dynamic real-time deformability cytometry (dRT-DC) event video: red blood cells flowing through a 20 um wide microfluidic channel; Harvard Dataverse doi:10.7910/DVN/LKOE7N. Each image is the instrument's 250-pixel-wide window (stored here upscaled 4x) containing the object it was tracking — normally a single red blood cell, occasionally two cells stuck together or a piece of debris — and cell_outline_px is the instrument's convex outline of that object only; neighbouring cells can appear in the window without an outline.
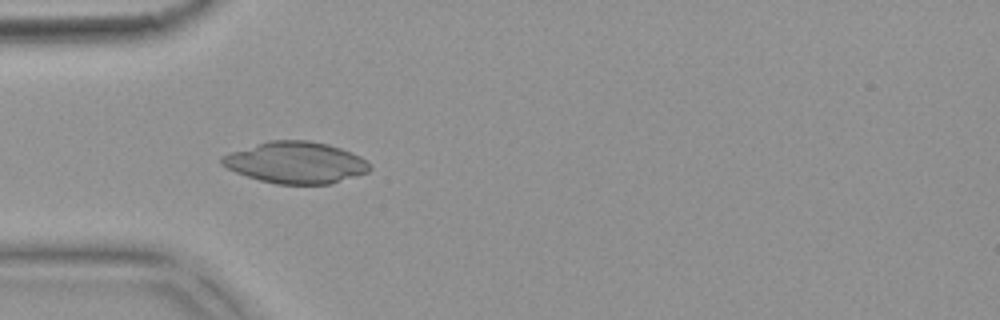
{"species": "common noctule bat (a hibernating species)", "species_latin": "Nyctalus noctula", "temperature_condition": "warm", "stored_images_in_passage": 4, "camera_frame_rate_fps": 3000, "um_per_image_px": 0.085, "animal": {"sex": "female", "body_mass_g": 18.4}, "frame": {"image": 1, "passage_image": 4, "time_ms": 1.0, "image_size_px": [1000, 320], "cell_outline_px": [[372, 168], [368, 172], [332, 184], [276, 184], [260, 180], [236, 172], [220, 164], [220, 156], [228, 152], [268, 140], [308, 140], [328, 144], [352, 152], [360, 156], [372, 164]], "centroid_in_image_um": [25.14, 13.81], "position_along_channel_um": 59.9, "area_um2": 36.13}}